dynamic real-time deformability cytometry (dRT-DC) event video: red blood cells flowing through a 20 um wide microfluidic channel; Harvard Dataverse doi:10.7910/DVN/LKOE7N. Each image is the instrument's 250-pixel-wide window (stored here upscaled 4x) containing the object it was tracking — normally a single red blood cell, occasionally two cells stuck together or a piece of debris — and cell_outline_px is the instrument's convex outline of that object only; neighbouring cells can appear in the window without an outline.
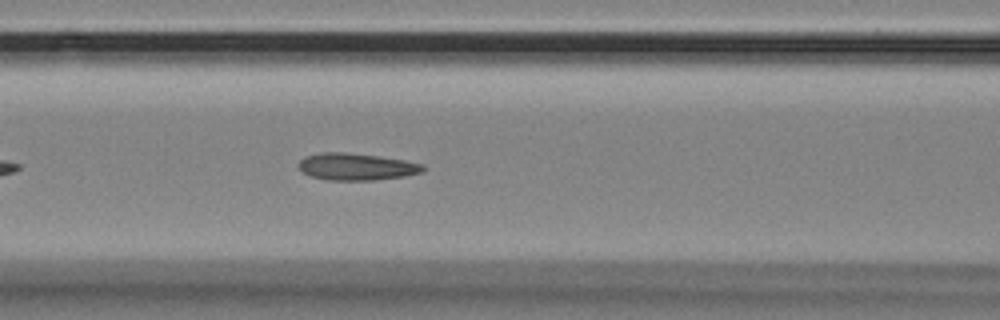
{"species": "Egyptian fruit bat (a non-hibernating species)", "species_latin": "Rousettus aegyptiacus", "temperature_condition": "room temperature", "stored_images_in_passage": 45, "camera_frame_rate_fps": 3000, "um_per_image_px": 0.085, "animal": {"sex": "female"}, "frame": {"image": 1, "passage_image": 11, "time_ms": 3.333, "image_size_px": [1000, 320], "cell_outline_px": [[424, 172], [404, 176], [372, 180], [328, 180], [312, 176], [300, 172], [296, 164], [304, 156], [320, 152], [344, 152], [376, 156], [404, 160], [424, 164]], "centroid_in_image_um": [30.24, 14.17], "position_along_channel_um": 136.4, "area_um2": 19.65}}
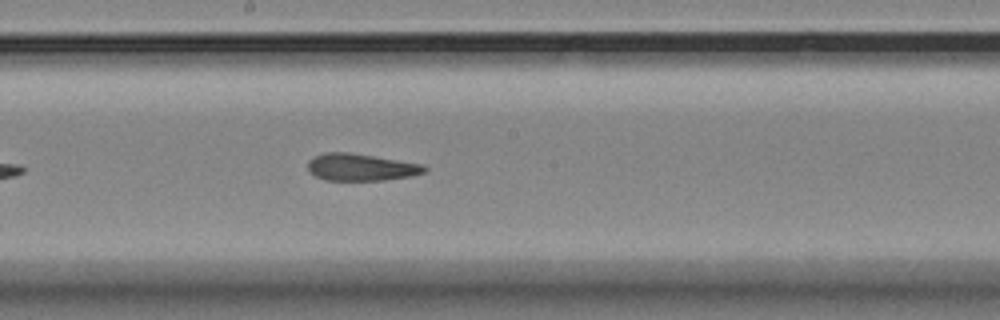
{"frame": {"image": 2, "passage_image": 18, "time_ms": 5.667, "image_size_px": [1000, 320], "cell_outline_px": [[428, 168], [424, 172], [412, 176], [384, 180], [324, 180], [308, 172], [308, 160], [312, 156], [324, 152], [348, 152], [424, 164]], "centroid_in_image_um": [30.65, 14.21], "position_along_channel_um": 217.5, "area_um2": 18.55}}
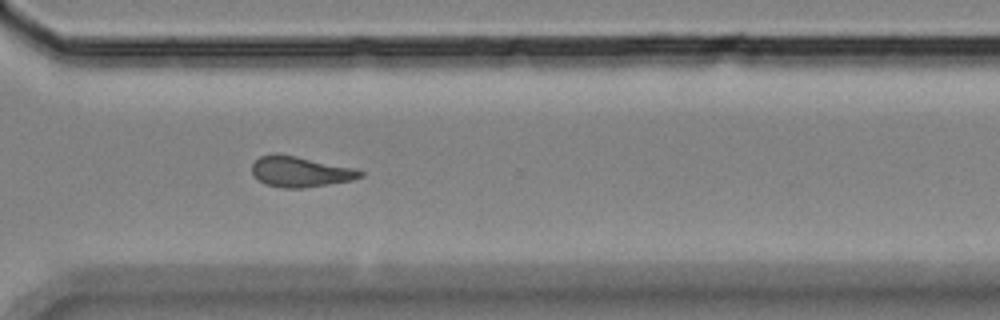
{"frame": {"image": 3, "passage_image": 29, "time_ms": 9.333, "image_size_px": [1000, 320], "cell_outline_px": [[364, 176], [352, 180], [304, 188], [280, 188], [264, 184], [252, 172], [252, 164], [260, 156], [276, 152], [356, 168], [364, 172]], "centroid_in_image_um": [25.53, 14.59], "position_along_channel_um": 345.1, "area_um2": 19.42}, "authors_computed_cell_mechanics": {"area_um2": 19.3052, "velocity_mm_per_s": 3.4888, "shape_relaxation_time_tau1_ms": 11.1327, "shape_relaxation_time_tau2_ms": 2.2717, "deformation_change_tau1": 0.219, "deformation_change_tau2": 0.1008}}